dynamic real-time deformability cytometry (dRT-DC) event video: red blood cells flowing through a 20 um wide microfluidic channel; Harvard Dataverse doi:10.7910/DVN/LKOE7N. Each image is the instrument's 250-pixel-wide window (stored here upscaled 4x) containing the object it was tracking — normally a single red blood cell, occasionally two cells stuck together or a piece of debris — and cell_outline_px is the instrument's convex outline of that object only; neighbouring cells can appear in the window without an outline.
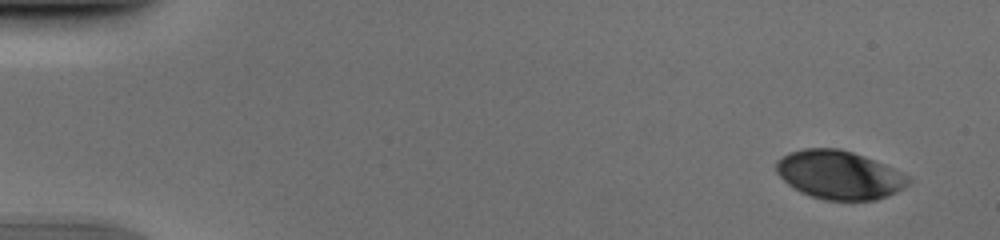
{"species": "human", "species_latin": "Homo sapiens", "temperature_condition": "cold", "stored_images_in_passage": 54, "camera_frame_rate_fps": 3000, "um_per_image_px": 0.085, "donor": {"sex": "male"}, "frame": {"image": 1, "passage_image": 4, "time_ms": 1.0, "image_size_px": [1000, 240], "cell_outline_px": [[912, 180], [904, 188], [888, 196], [876, 200], [824, 200], [800, 192], [788, 184], [776, 172], [776, 160], [788, 152], [804, 148], [840, 148], [864, 156], [884, 164], [908, 176]], "centroid_in_image_um": [71.32, 14.86], "position_along_channel_um": 13.7, "area_um2": 37.4}}
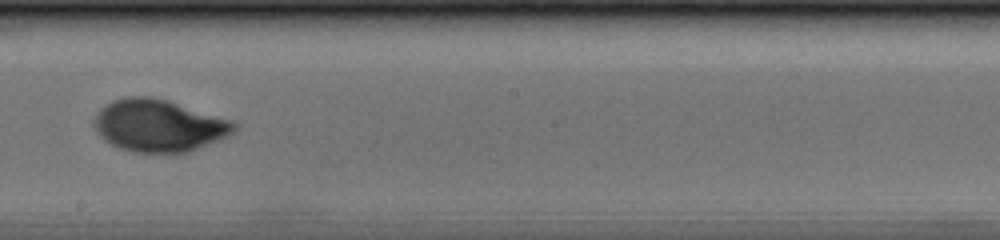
{"frame": {"image": 2, "passage_image": 32, "time_ms": 10.333, "image_size_px": [1000, 240], "cell_outline_px": [[236, 128], [232, 132], [220, 140], [188, 152], [132, 152], [120, 148], [104, 140], [96, 132], [92, 124], [92, 120], [96, 112], [100, 108], [112, 100], [128, 96], [148, 96], [168, 100], [232, 120], [236, 124]], "centroid_in_image_um": [13.45, 10.66], "position_along_channel_um": 234.7, "area_um2": 42.71}}
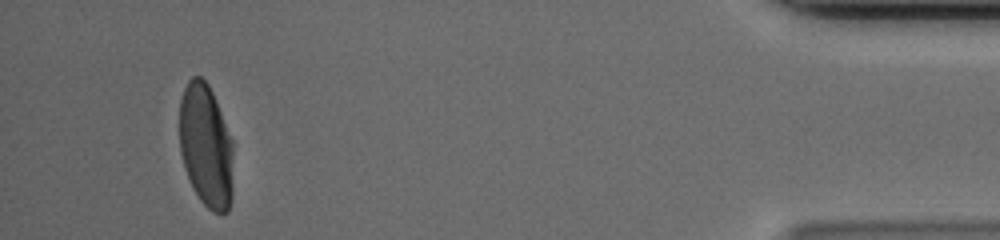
{"frame": {"image": 3, "passage_image": 51, "time_ms": 16.667, "image_size_px": [1000, 240], "cell_outline_px": [[232, 200], [228, 212], [212, 212], [200, 200], [192, 188], [184, 168], [180, 152], [180, 100], [184, 88], [188, 80], [192, 76], [200, 76], [208, 84], [212, 92], [232, 140]], "centroid_in_image_um": [17.49, 12.42], "position_along_channel_um": 417.7, "area_um2": 38.73}}